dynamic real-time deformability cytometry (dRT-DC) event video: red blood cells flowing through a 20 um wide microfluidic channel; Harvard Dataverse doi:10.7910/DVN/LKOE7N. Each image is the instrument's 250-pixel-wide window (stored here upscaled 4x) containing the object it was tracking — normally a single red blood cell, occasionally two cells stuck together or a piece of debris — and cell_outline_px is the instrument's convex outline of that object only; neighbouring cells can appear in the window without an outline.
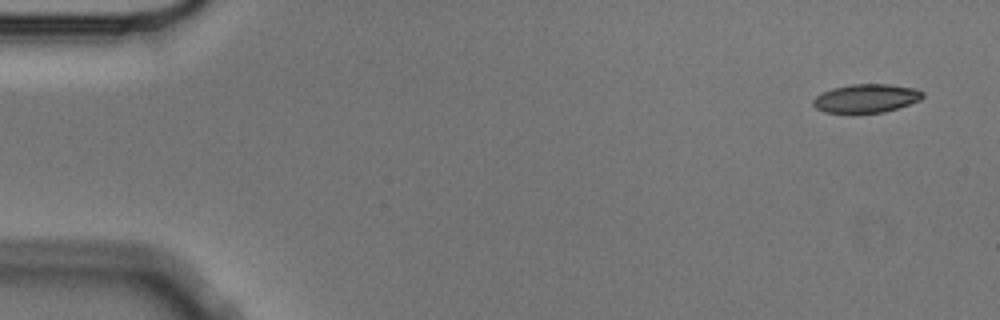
{"species": "Egyptian fruit bat (a non-hibernating species)", "species_latin": "Rousettus aegyptiacus", "temperature_condition": "cold", "stored_images_in_passage": 3, "camera_frame_rate_fps": 3000, "um_per_image_px": 0.085, "animal": {"sex": "male"}, "frame": {"image": 1, "passage_image": 1, "time_ms": 0.0, "image_size_px": [1000, 320], "cell_outline_px": [[924, 96], [920, 100], [884, 112], [852, 116], [824, 112], [816, 108], [812, 104], [812, 100], [816, 96], [832, 88], [852, 84], [888, 84], [916, 88], [924, 92]], "centroid_in_image_um": [73.58, 8.4], "position_along_channel_um": 11.4, "area_um2": 18.9}}